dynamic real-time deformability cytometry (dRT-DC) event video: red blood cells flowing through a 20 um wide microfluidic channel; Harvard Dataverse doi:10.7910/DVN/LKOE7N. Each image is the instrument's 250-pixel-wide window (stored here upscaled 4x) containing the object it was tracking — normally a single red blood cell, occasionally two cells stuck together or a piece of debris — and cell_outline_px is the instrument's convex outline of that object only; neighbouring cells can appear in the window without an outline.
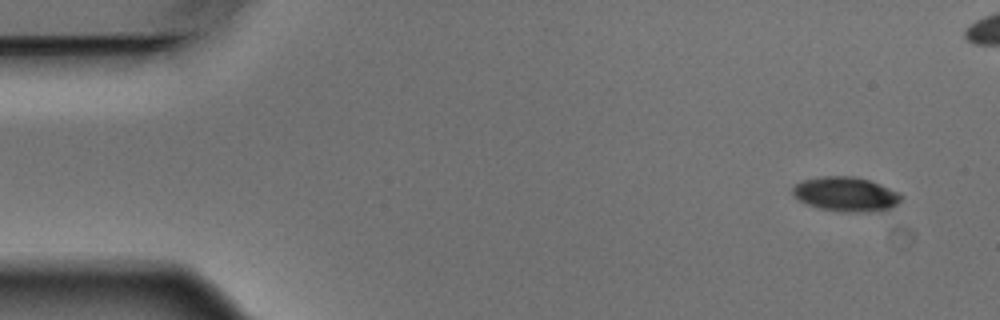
{"species": "Egyptian fruit bat (a non-hibernating species)", "species_latin": "Rousettus aegyptiacus", "temperature_condition": "warm", "stored_images_in_passage": 5, "camera_frame_rate_fps": 3000, "um_per_image_px": 0.085, "animal": {"sex": "male"}, "frame": {"image": 1, "passage_image": 1, "time_ms": 0.0, "image_size_px": [1000, 320], "cell_outline_px": [[904, 196], [892, 208], [884, 212], [844, 212], [820, 208], [796, 200], [792, 196], [792, 188], [796, 184], [804, 180], [824, 176], [852, 176], [868, 180], [900, 192]], "centroid_in_image_um": [71.92, 16.52], "position_along_channel_um": 13.1, "area_um2": 22.02}}